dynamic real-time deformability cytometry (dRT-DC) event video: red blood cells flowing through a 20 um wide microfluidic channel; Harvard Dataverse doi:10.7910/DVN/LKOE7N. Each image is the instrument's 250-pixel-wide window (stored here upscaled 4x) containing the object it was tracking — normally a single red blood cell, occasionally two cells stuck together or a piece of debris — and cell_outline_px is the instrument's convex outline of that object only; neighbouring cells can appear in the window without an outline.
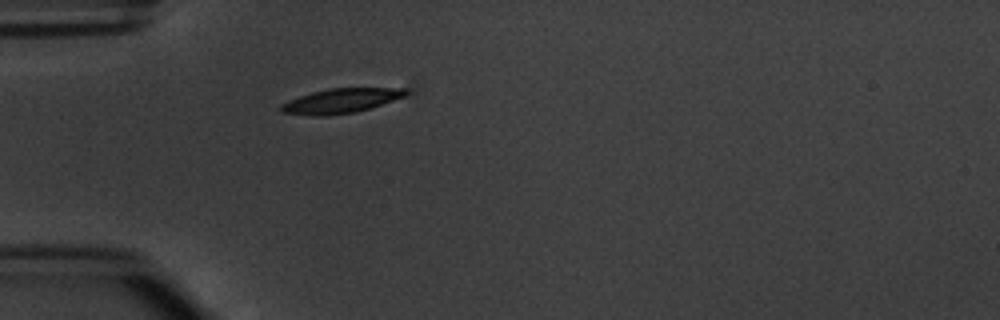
{"species": "common noctule bat (a hibernating species)", "species_latin": "Nyctalus noctula", "temperature_condition": "warm", "stored_images_in_passage": 1, "camera_frame_rate_fps": 3000, "um_per_image_px": 0.085, "animal": {"sex": "male", "body_mass_g": 20.1, "forearm_length_mm": 53.5}, "frame": {"image": 1, "passage_image": 1, "time_ms": 0.0, "image_size_px": [1000, 320], "cell_outline_px": [[408, 92], [404, 96], [356, 112], [324, 116], [312, 116], [280, 112], [280, 104], [288, 100], [312, 92], [328, 88], [408, 88]], "centroid_in_image_um": [28.91, 8.57], "position_along_channel_um": 56.1, "area_um2": 17.74}}